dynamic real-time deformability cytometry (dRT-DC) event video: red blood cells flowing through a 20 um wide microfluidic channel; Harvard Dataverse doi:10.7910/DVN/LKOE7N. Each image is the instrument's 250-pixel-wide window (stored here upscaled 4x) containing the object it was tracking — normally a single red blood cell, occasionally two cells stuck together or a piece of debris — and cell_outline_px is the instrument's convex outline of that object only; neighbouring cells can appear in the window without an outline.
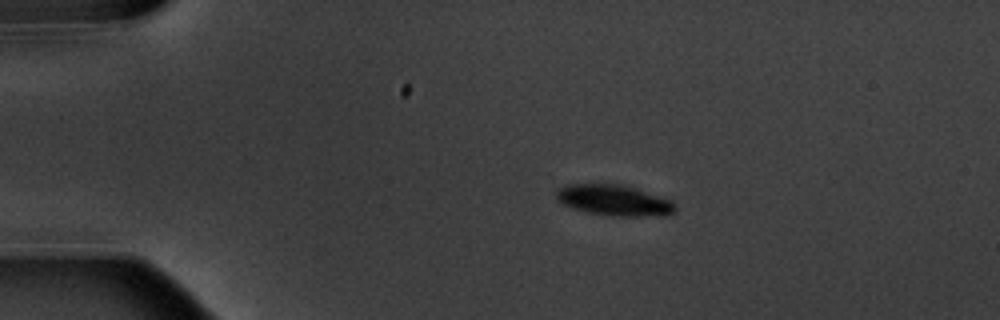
{"species": "common noctule bat (a hibernating species)", "species_latin": "Nyctalus noctula", "temperature_condition": "warm", "stored_images_in_passage": 4, "camera_frame_rate_fps": 3000, "um_per_image_px": 0.085, "animal": {"sex": "male", "body_mass_g": 20.1, "forearm_length_mm": 53.5}, "frame": {"image": 1, "passage_image": 3, "time_ms": 2.333, "image_size_px": [1000, 320], "cell_outline_px": [[676, 208], [668, 216], [612, 216], [588, 212], [572, 208], [564, 204], [556, 196], [556, 192], [560, 188], [568, 184], [624, 184], [672, 200]], "centroid_in_image_um": [52.24, 17.02], "position_along_channel_um": 32.8, "area_um2": 21.33}}